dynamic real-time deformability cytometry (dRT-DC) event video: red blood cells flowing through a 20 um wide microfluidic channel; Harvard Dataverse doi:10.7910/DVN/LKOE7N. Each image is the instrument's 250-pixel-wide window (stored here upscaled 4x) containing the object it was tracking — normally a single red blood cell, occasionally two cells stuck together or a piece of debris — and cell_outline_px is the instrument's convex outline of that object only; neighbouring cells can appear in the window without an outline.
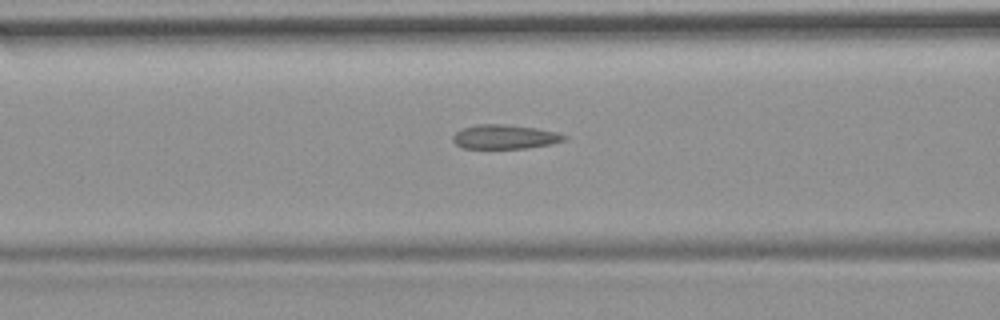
{"species": "common noctule bat (a hibernating species)", "species_latin": "Nyctalus noctula", "temperature_condition": "room temperature", "stored_images_in_passage": 32, "camera_frame_rate_fps": 3000, "um_per_image_px": 0.085, "animal": {"sex": "female", "body_mass_g": 19.9}, "frame": {"image": 1, "passage_image": 10, "time_ms": 3.0, "image_size_px": [1000, 320], "cell_outline_px": [[568, 140], [552, 144], [524, 148], [460, 148], [452, 140], [452, 136], [456, 132], [464, 128], [476, 124], [504, 124], [536, 128], [556, 132], [568, 136]], "centroid_in_image_um": [42.92, 11.63], "position_along_channel_um": 123.7, "area_um2": 15.78}}
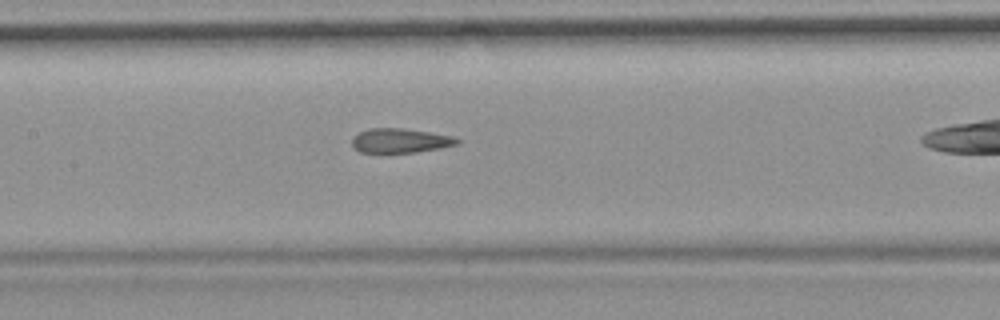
{"frame": {"image": 2, "passage_image": 14, "time_ms": 4.333, "image_size_px": [1000, 320], "cell_outline_px": [[460, 144], [440, 148], [416, 152], [360, 152], [352, 144], [352, 136], [368, 128], [400, 128], [456, 136], [460, 140]], "centroid_in_image_um": [34.06, 11.94], "position_along_channel_um": 173.3, "area_um2": 14.91}}